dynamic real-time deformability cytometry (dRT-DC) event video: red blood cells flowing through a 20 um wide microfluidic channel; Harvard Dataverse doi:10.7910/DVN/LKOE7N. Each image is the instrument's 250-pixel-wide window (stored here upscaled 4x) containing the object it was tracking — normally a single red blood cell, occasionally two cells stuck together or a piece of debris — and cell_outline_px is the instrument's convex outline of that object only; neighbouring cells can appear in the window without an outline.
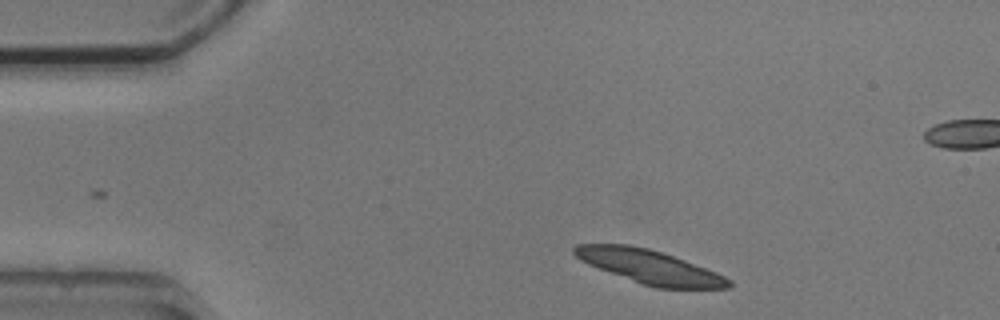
{"species": "common noctule bat (a hibernating species)", "species_latin": "Nyctalus noctula", "temperature_condition": "cold", "stored_images_in_passage": 2, "camera_frame_rate_fps": 3000, "um_per_image_px": 0.085, "animal": {"sex": "male", "body_mass_g": 20.5, "forearm_length_mm": 52.5}, "frame": {"image": 1, "passage_image": 2, "time_ms": 1.333, "image_size_px": [1000, 320], "cell_outline_px": [[732, 288], [656, 288], [644, 284], [588, 264], [580, 260], [572, 252], [572, 248], [576, 244], [628, 244], [648, 248], [684, 260], [716, 272], [732, 280]], "centroid_in_image_um": [55.22, 22.67], "position_along_channel_um": 29.8, "area_um2": 29.94}}